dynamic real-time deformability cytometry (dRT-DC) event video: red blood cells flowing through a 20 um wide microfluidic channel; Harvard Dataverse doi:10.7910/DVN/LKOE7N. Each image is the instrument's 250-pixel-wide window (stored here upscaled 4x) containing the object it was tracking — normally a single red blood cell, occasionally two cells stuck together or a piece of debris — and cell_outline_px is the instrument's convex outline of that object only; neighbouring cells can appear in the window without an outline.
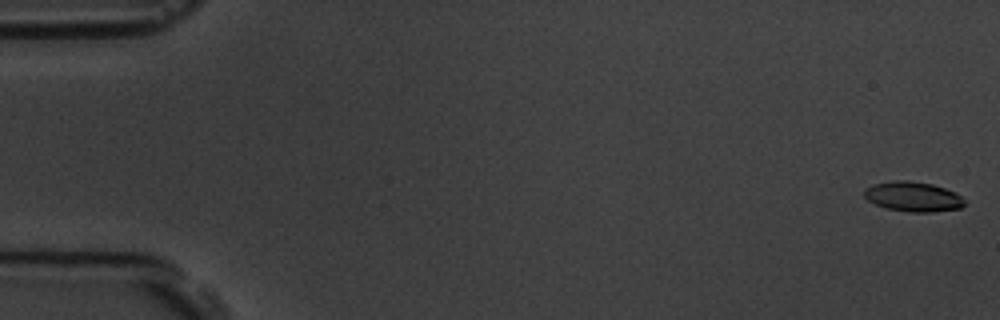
{"species": "common noctule bat (a hibernating species)", "species_latin": "Nyctalus noctula", "temperature_condition": "room temperature", "stored_images_in_passage": 58, "camera_frame_rate_fps": 3000, "um_per_image_px": 0.085, "animal": {"sex": "male", "body_mass_g": 19.5, "forearm_length_mm": 54.6}, "frame": {"image": 1, "passage_image": 1, "time_ms": 0.0, "image_size_px": [1000, 320], "cell_outline_px": [[964, 204], [960, 208], [932, 212], [908, 212], [884, 208], [868, 200], [864, 196], [864, 188], [872, 184], [896, 180], [908, 180], [932, 184], [956, 192], [964, 200]], "centroid_in_image_um": [77.58, 16.71], "position_along_channel_um": 7.4, "area_um2": 17.51}}
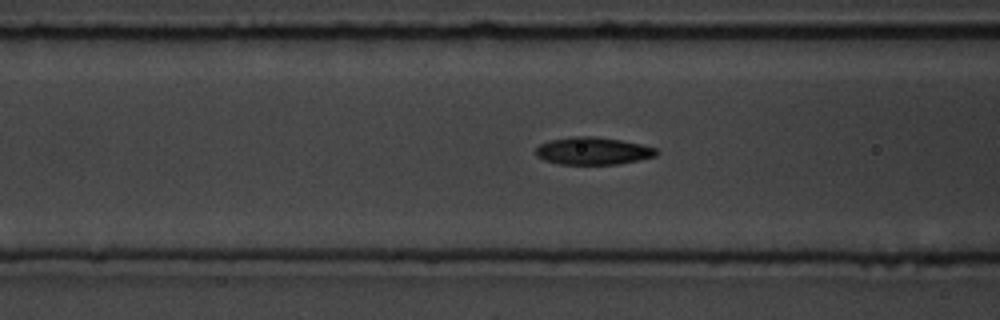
{"frame": {"image": 2, "passage_image": 23, "time_ms": 7.333, "image_size_px": [1000, 320], "cell_outline_px": [[656, 156], [616, 164], [560, 164], [544, 160], [536, 156], [536, 148], [540, 144], [548, 140], [572, 136], [596, 136], [620, 140], [640, 144], [656, 148]], "centroid_in_image_um": [50.34, 12.82], "position_along_channel_um": 116.3, "area_um2": 19.19}}
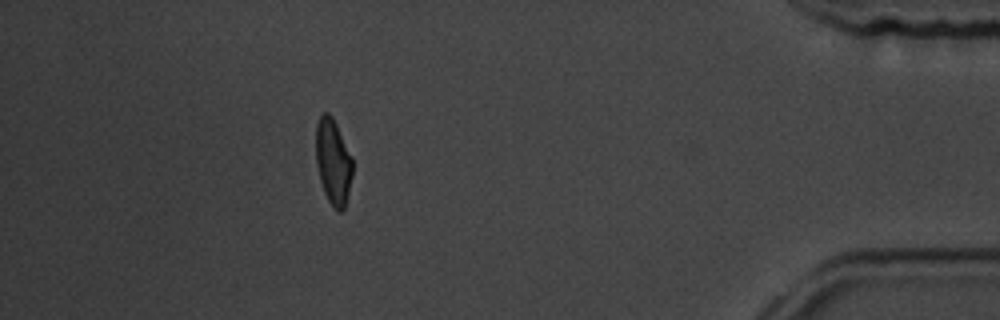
{"frame": {"image": 3, "passage_image": 52, "time_ms": 17.0, "image_size_px": [1000, 320], "cell_outline_px": [[352, 176], [344, 208], [340, 212], [336, 212], [328, 200], [324, 192], [320, 180], [316, 164], [316, 124], [320, 116], [324, 112], [328, 112], [332, 116], [352, 156]], "centroid_in_image_um": [28.31, 13.74], "position_along_channel_um": 406.9, "area_um2": 18.26}, "authors_computed_cell_mechanics": {"area_um2": 18.496, "velocity_mm_per_s": 3.538, "shape_relaxation_time_tau1_ms": 3.7445, "shape_relaxation_time_tau2_ms": 2.1083, "deformation_change_tau1": 0.1576, "deformation_change_tau2": 0.0847}}